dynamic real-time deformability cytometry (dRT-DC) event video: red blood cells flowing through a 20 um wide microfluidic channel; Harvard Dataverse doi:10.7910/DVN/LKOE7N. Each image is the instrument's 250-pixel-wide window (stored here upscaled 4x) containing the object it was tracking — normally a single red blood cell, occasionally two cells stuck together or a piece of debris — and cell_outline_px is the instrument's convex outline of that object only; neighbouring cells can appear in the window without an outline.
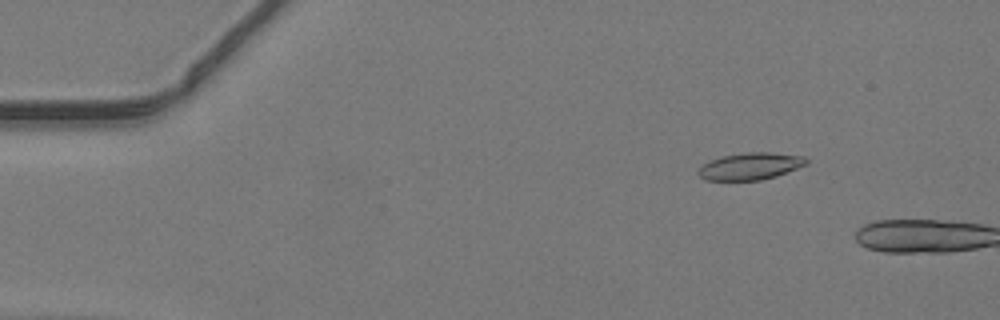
{"species": "common noctule bat (a hibernating species)", "species_latin": "Nyctalus noctula", "temperature_condition": "warm", "stored_images_in_passage": 9, "camera_frame_rate_fps": 3000, "um_per_image_px": 0.085, "animal": {"sex": "male", "body_mass_g": 19.2, "forearm_length_mm": 51.8}, "frame": {"image": 1, "passage_image": 7, "time_ms": 2.0, "image_size_px": [1000, 320], "cell_outline_px": [[808, 164], [776, 176], [760, 180], [704, 180], [696, 172], [700, 164], [708, 160], [724, 156], [748, 152], [768, 152], [804, 156], [808, 160]], "centroid_in_image_um": [63.74, 14.13], "position_along_channel_um": 21.3, "area_um2": 17.11}}